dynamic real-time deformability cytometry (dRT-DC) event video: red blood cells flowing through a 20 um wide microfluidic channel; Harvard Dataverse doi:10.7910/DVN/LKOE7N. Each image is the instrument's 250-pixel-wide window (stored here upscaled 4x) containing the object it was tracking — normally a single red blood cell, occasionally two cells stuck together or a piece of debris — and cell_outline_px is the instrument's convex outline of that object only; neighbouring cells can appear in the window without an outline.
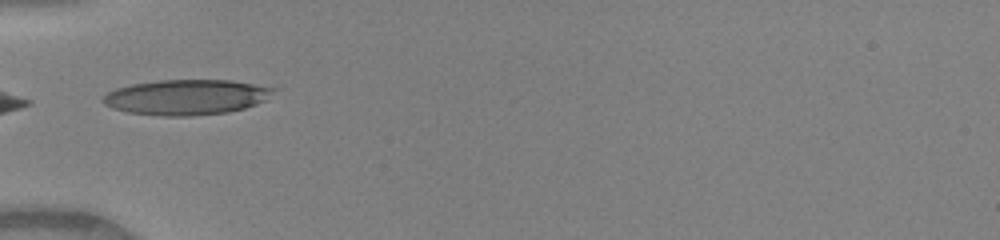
{"species": "human", "species_latin": "Homo sapiens", "temperature_condition": "warm", "stored_images_in_passage": 9, "camera_frame_rate_fps": 3000, "um_per_image_px": 0.085, "donor": {"sex": "female"}, "frame": {"image": 1, "passage_image": 6, "time_ms": 1.667, "image_size_px": [1000, 240], "cell_outline_px": [[280, 88], [264, 100], [256, 104], [244, 108], [228, 112], [192, 116], [160, 116], [128, 112], [112, 108], [104, 104], [100, 100], [108, 92], [116, 88], [132, 84], [160, 80], [228, 80]], "centroid_in_image_um": [15.84, 8.26], "position_along_channel_um": 69.2, "area_um2": 35.14}}
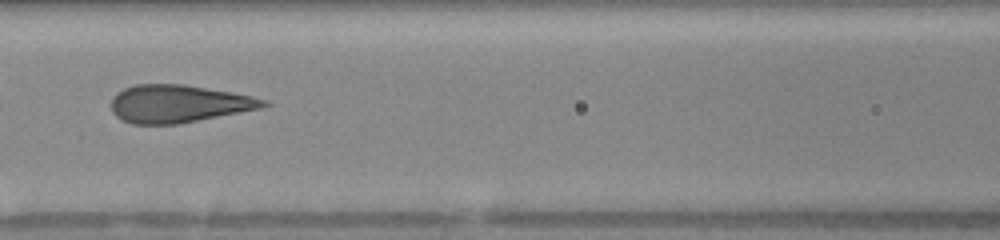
{"frame": {"image": 2, "passage_image": 8, "time_ms": 2.333, "image_size_px": [1000, 240], "cell_outline_px": [[272, 104], [260, 108], [180, 124], [132, 124], [116, 116], [112, 112], [108, 104], [112, 96], [116, 92], [124, 88], [136, 84], [184, 84], [232, 92], [252, 96], [268, 100]], "centroid_in_image_um": [15.14, 8.81], "position_along_channel_um": 151.5, "area_um2": 33.76}}